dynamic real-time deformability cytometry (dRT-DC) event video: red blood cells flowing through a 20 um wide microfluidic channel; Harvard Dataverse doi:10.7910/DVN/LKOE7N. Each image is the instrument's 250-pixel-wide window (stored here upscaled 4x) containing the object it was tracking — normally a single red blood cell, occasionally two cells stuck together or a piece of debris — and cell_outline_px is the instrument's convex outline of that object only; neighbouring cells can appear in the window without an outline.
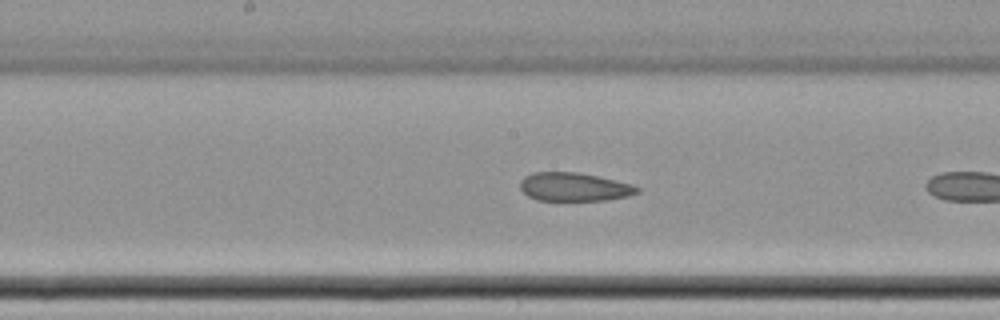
{"species": "common noctule bat (a hibernating species)", "species_latin": "Nyctalus noctula", "temperature_condition": "cold", "stored_images_in_passage": 9, "camera_frame_rate_fps": 3000, "um_per_image_px": 0.085, "animal": {"sex": "female", "body_mass_g": 22.7, "forearm_length_mm": 54.2}, "frame": {"image": 1, "passage_image": 9, "time_ms": 10.0, "image_size_px": [1000, 320], "cell_outline_px": [[640, 192], [628, 196], [608, 200], [536, 200], [528, 196], [520, 188], [520, 180], [524, 176], [532, 172], [576, 172], [596, 176], [632, 184], [640, 188]], "centroid_in_image_um": [48.79, 15.89], "position_along_channel_um": 199.4, "area_um2": 19.42}}